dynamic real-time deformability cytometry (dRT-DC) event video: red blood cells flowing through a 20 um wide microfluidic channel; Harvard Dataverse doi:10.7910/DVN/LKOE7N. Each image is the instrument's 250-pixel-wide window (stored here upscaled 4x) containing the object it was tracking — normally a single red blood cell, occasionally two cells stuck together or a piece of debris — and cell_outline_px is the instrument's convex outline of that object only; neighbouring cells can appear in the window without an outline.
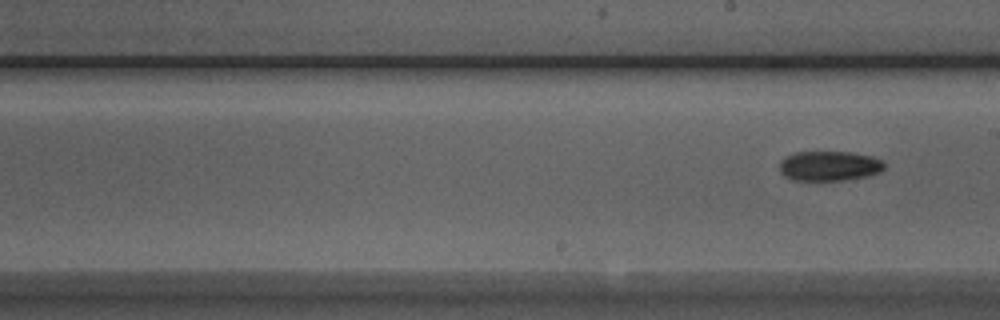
{"species": "Egyptian fruit bat (a non-hibernating species)", "species_latin": "Rousettus aegyptiacus", "temperature_condition": "room temperature", "stored_images_in_passage": 31, "segment_of_instrument_passage": [2, 2], "camera_frame_rate_fps": 3000, "um_per_image_px": 0.085, "animal": {"sex": "male"}, "frame": {"image": 1, "passage_image": 31, "time_ms": 10.0, "image_size_px": [1000, 320], "cell_outline_px": [[884, 168], [880, 172], [868, 176], [844, 180], [792, 180], [784, 176], [780, 172], [780, 160], [784, 156], [796, 152], [848, 152], [872, 156], [880, 160], [884, 164]], "centroid_in_image_um": [70.45, 14.1], "position_along_channel_um": 218.5, "area_um2": 18.26}}